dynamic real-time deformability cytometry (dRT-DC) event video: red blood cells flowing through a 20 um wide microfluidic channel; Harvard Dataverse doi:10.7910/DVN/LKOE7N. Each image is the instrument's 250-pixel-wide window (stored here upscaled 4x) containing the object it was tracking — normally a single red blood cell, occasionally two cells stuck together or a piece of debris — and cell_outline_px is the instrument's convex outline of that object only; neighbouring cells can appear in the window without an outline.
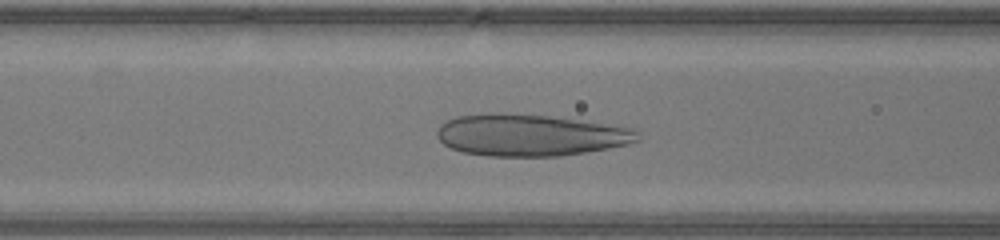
{"species": "human", "species_latin": "Homo sapiens", "temperature_condition": "warm", "stored_images_in_passage": 37, "camera_frame_rate_fps": 3000, "um_per_image_px": 0.085, "donor": {"sex": "male"}, "frame": {"image": 1, "passage_image": 15, "time_ms": 4.667, "image_size_px": [1000, 240], "cell_outline_px": [[640, 140], [628, 144], [608, 148], [560, 156], [488, 156], [464, 152], [452, 148], [444, 144], [436, 136], [436, 132], [440, 124], [456, 116], [492, 112], [496, 112], [552, 116], [632, 128], [640, 136]], "centroid_in_image_um": [45.03, 11.48], "position_along_channel_um": 121.6, "area_um2": 48.78}}
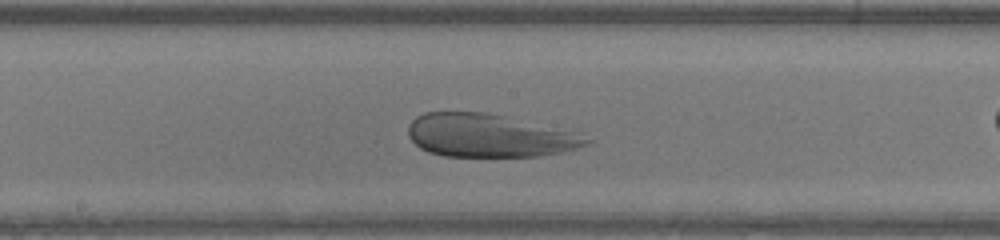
{"frame": {"image": 2, "passage_image": 21, "time_ms": 6.667, "image_size_px": [1000, 240], "cell_outline_px": [[592, 140], [576, 148], [560, 152], [540, 156], [444, 156], [428, 152], [420, 148], [408, 136], [408, 124], [416, 116], [424, 112], [488, 112], [580, 132]], "centroid_in_image_um": [41.57, 11.51], "position_along_channel_um": 206.6, "area_um2": 45.03}}
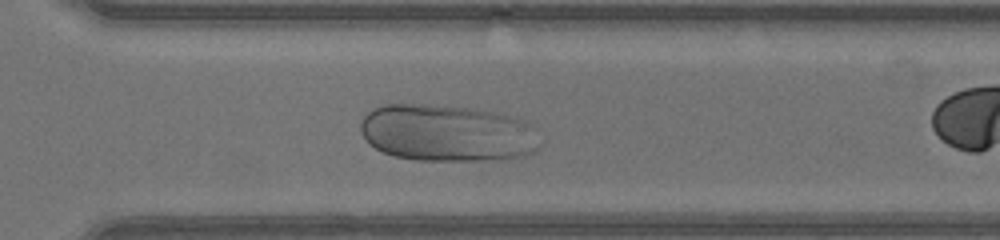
{"frame": {"image": 3, "passage_image": 30, "time_ms": 9.667, "image_size_px": [1000, 240], "cell_outline_px": [[540, 128], [536, 148], [532, 152], [524, 156], [500, 160], [416, 160], [396, 156], [384, 152], [368, 144], [364, 140], [360, 132], [360, 124], [364, 116], [372, 108], [384, 104], [432, 104], [472, 108], [512, 116], [524, 120]], "centroid_in_image_um": [38.01, 11.3], "position_along_channel_um": 332.6, "area_um2": 60.29}}